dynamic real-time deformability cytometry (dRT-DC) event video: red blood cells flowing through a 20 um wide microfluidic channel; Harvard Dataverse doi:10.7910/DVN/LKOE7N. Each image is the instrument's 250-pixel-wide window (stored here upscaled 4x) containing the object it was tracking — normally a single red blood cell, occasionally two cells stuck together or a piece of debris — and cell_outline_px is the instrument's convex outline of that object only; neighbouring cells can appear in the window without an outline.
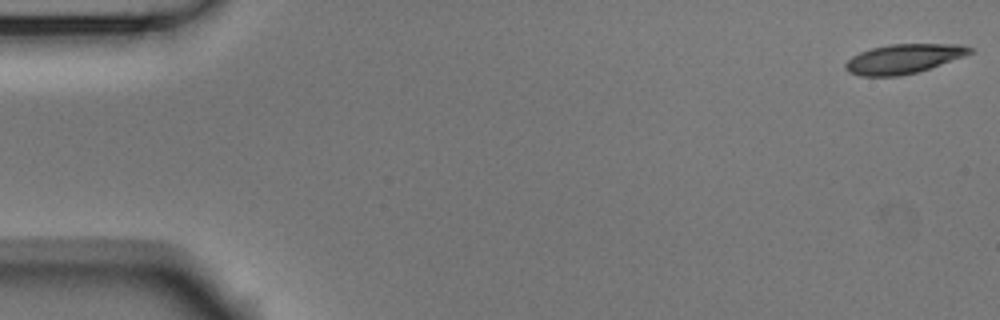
{"species": "Egyptian fruit bat (a non-hibernating species)", "species_latin": "Rousettus aegyptiacus", "temperature_condition": "room temperature", "stored_images_in_passage": 9, "camera_frame_rate_fps": 3000, "um_per_image_px": 0.085, "animal": {"sex": "male"}, "frame": {"image": 1, "passage_image": 1, "time_ms": 0.0, "image_size_px": [1000, 320], "cell_outline_px": [[972, 52], [964, 56], [916, 72], [900, 76], [860, 76], [848, 72], [844, 68], [844, 64], [852, 56], [860, 52], [872, 48], [888, 44], [964, 44], [972, 48]], "centroid_in_image_um": [76.76, 4.99], "position_along_channel_um": 8.2, "area_um2": 21.21}}